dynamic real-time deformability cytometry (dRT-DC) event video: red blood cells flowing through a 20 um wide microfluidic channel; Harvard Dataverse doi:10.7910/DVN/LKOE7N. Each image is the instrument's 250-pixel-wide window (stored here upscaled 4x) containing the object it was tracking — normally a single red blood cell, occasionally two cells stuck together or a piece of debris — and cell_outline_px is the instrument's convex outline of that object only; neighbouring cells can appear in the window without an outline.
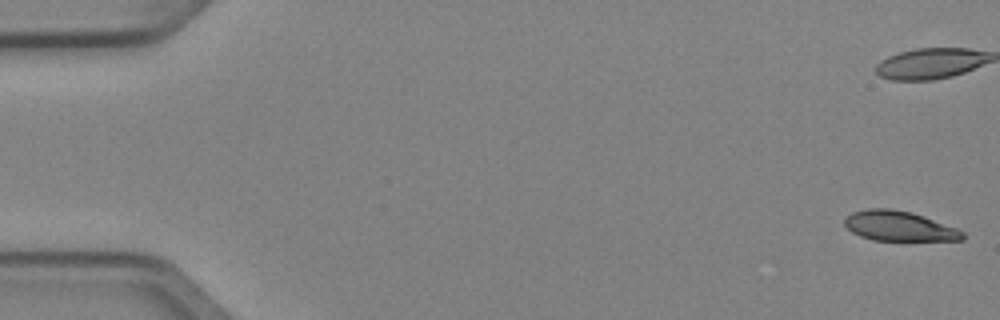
{"species": "Egyptian fruit bat (a non-hibernating species)", "species_latin": "Rousettus aegyptiacus", "temperature_condition": "cold", "stored_images_in_passage": 5, "camera_frame_rate_fps": 3000, "um_per_image_px": 0.085, "animal": {"sex": "female"}, "frame": {"image": 1, "passage_image": 1, "time_ms": 0.0, "image_size_px": [1000, 320], "cell_outline_px": [[964, 240], [872, 240], [860, 236], [852, 232], [844, 224], [844, 220], [852, 212], [868, 208], [892, 208], [912, 212], [924, 216], [956, 228], [964, 232]], "centroid_in_image_um": [76.41, 19.21], "position_along_channel_um": 8.6, "area_um2": 20.52}}